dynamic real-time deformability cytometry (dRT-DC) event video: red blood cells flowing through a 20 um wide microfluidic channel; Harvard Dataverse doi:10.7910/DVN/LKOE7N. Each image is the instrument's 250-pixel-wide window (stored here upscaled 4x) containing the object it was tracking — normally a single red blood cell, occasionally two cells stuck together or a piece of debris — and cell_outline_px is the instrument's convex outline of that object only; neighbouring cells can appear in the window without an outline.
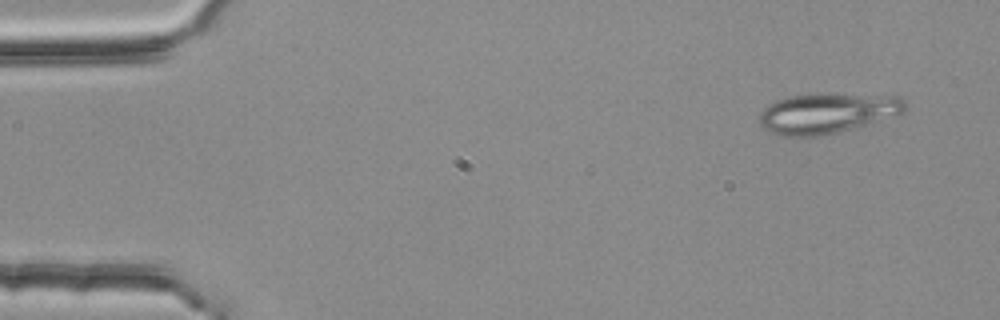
{"species": "common noctule bat (a hibernating species)", "species_latin": "Nyctalus noctula", "temperature_condition": "room temperature", "stored_images_in_passage": 51, "camera_frame_rate_fps": 3000, "um_per_image_px": 0.085, "animal": {"sex": "female", "body_mass_g": 25.1}, "frame": {"image": 1, "passage_image": 1, "time_ms": 0.0, "image_size_px": [1000, 320], "cell_outline_px": [[908, 108], [904, 112], [896, 116], [836, 132], [820, 136], [780, 136], [768, 132], [760, 124], [760, 116], [764, 108], [768, 104], [776, 100], [788, 96], [816, 92], [896, 96], [904, 100], [908, 104]], "centroid_in_image_um": [70.32, 9.59], "position_along_channel_um": 14.7, "area_um2": 34.68}}
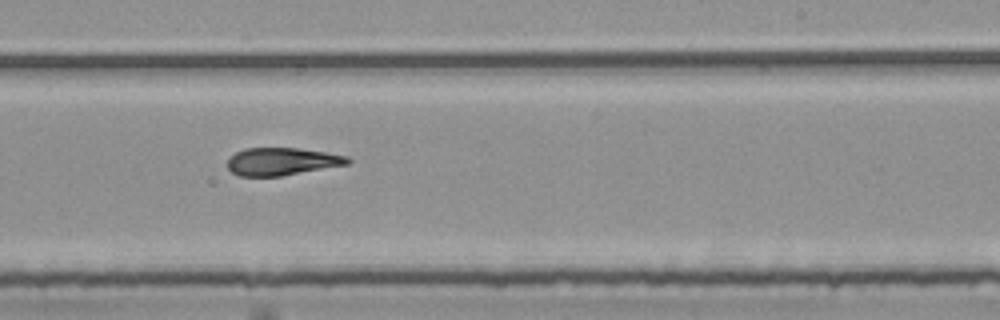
{"frame": {"image": 2, "passage_image": 30, "time_ms": 9.667, "image_size_px": [1000, 320], "cell_outline_px": [[352, 160], [348, 164], [280, 176], [240, 176], [232, 172], [228, 168], [228, 156], [244, 148], [296, 148], [324, 152], [348, 156]], "centroid_in_image_um": [23.93, 13.72], "position_along_channel_um": 265.1, "area_um2": 19.25}}
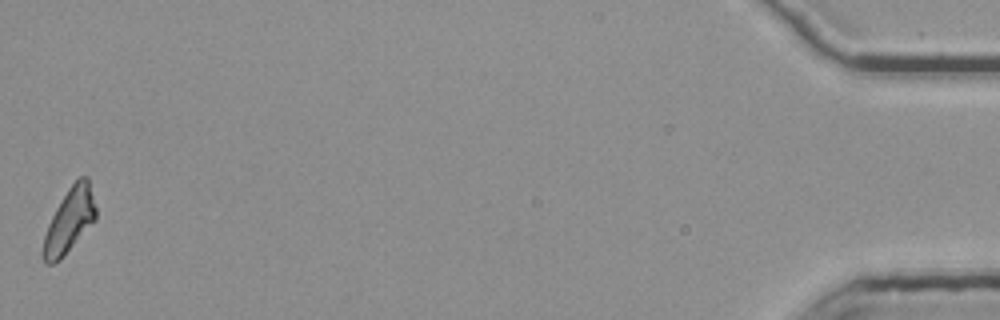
{"frame": {"image": 3, "passage_image": 51, "time_ms": 16.667, "image_size_px": [1000, 320], "cell_outline_px": [[96, 220], [60, 260], [52, 264], [44, 264], [44, 236], [48, 224], [56, 208], [68, 188], [80, 176], [88, 176], [96, 208]], "centroid_in_image_um": [5.93, 18.73], "position_along_channel_um": 429.3, "area_um2": 19.48}, "authors_computed_cell_mechanics": {"area_um2": 20.4612, "velocity_mm_per_s": 3.7659, "shape_relaxation_time_tau1_ms": null, "shape_relaxation_time_tau2_ms": 4.8822, "deformation_change_tau1": null, "deformation_change_tau2": 0.1198}}